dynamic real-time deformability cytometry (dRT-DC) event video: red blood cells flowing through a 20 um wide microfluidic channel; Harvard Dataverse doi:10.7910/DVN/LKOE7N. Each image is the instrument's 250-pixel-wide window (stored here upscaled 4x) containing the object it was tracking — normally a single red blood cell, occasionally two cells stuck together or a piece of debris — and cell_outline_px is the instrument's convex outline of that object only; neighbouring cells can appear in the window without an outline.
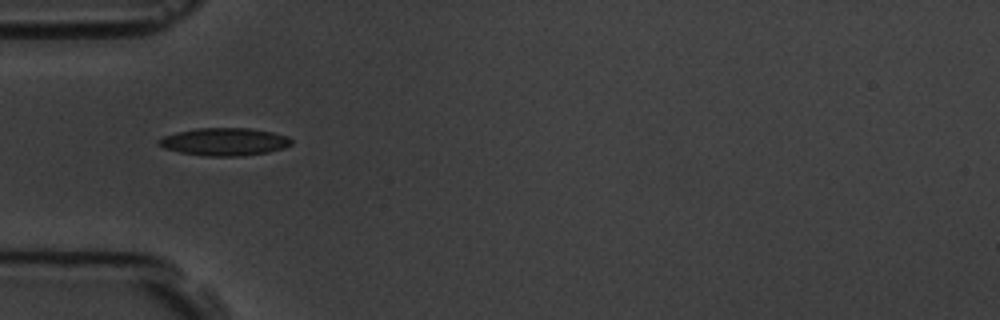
{"species": "common noctule bat (a hibernating species)", "species_latin": "Nyctalus noctula", "temperature_condition": "room temperature", "stored_images_in_passage": 3, "camera_frame_rate_fps": 3000, "um_per_image_px": 0.085, "animal": {"sex": "male", "body_mass_g": 19.5, "forearm_length_mm": 54.6}, "frame": {"image": 1, "passage_image": 1, "time_ms": 0.0, "image_size_px": [1000, 320], "cell_outline_px": [[292, 144], [284, 148], [268, 152], [240, 156], [204, 156], [180, 152], [164, 148], [156, 144], [156, 140], [164, 136], [176, 132], [196, 128], [248, 128], [272, 132], [288, 136], [292, 140]], "centroid_in_image_um": [19.05, 12.05], "position_along_channel_um": 65.9, "area_um2": 21.5}}
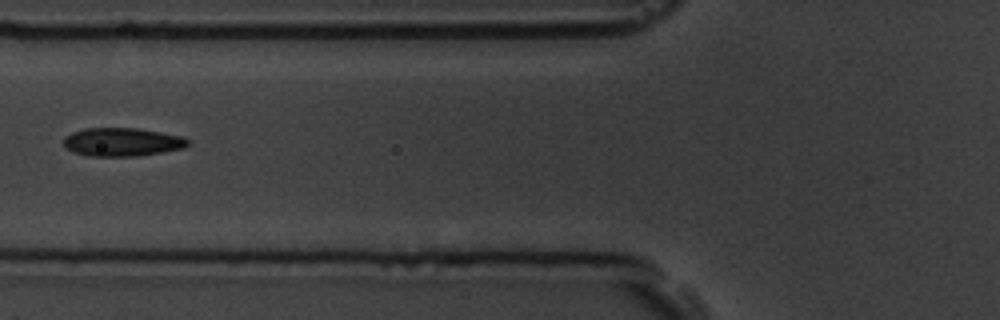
{"frame": {"image": 2, "passage_image": 2, "time_ms": 1.333, "image_size_px": [1000, 320], "cell_outline_px": [[188, 144], [184, 148], [136, 156], [88, 156], [72, 152], [64, 144], [64, 136], [72, 132], [84, 128], [136, 128], [184, 136], [188, 140]], "centroid_in_image_um": [10.36, 12.06], "position_along_channel_um": 115.4, "area_um2": 20.52}}
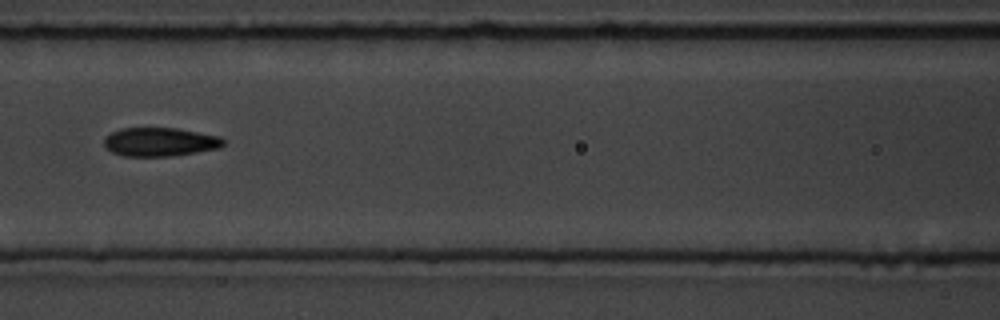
{"frame": {"image": 3, "passage_image": 3, "time_ms": 2.333, "image_size_px": [1000, 320], "cell_outline_px": [[224, 144], [220, 148], [196, 152], [168, 156], [124, 156], [112, 152], [104, 144], [104, 136], [120, 128], [176, 128], [220, 136], [224, 140]], "centroid_in_image_um": [13.59, 12.06], "position_along_channel_um": 153.0, "area_um2": 19.88}}